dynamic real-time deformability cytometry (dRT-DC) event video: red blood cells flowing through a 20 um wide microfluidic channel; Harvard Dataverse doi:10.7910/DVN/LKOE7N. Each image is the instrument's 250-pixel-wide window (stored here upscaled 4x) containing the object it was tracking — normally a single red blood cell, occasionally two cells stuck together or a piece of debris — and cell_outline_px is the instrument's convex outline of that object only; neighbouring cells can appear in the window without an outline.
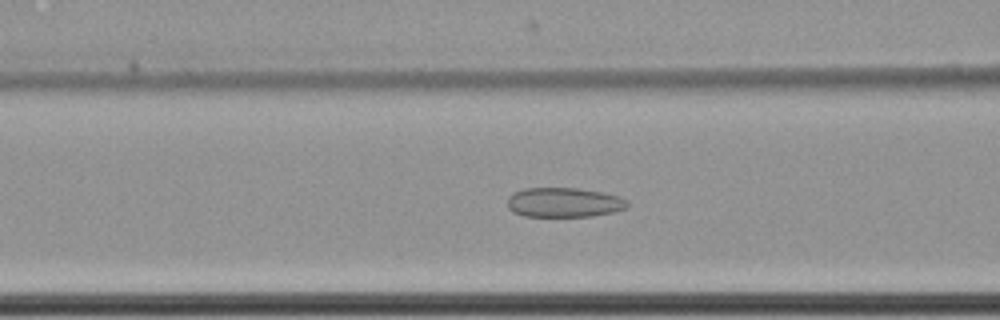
{"species": "common noctule bat (a hibernating species)", "species_latin": "Nyctalus noctula", "temperature_condition": "cold", "stored_images_in_passage": 37, "camera_frame_rate_fps": 3000, "um_per_image_px": 0.085, "animal": {"sex": "female", "body_mass_g": 22.7, "forearm_length_mm": 54.2}, "frame": {"image": 1, "passage_image": 11, "time_ms": 3.333, "image_size_px": [1000, 320], "cell_outline_px": [[628, 208], [612, 212], [592, 216], [524, 216], [512, 212], [508, 208], [508, 196], [524, 188], [576, 188], [600, 192], [620, 196], [628, 200]], "centroid_in_image_um": [47.95, 17.21], "position_along_channel_um": 118.7, "area_um2": 20.69}}
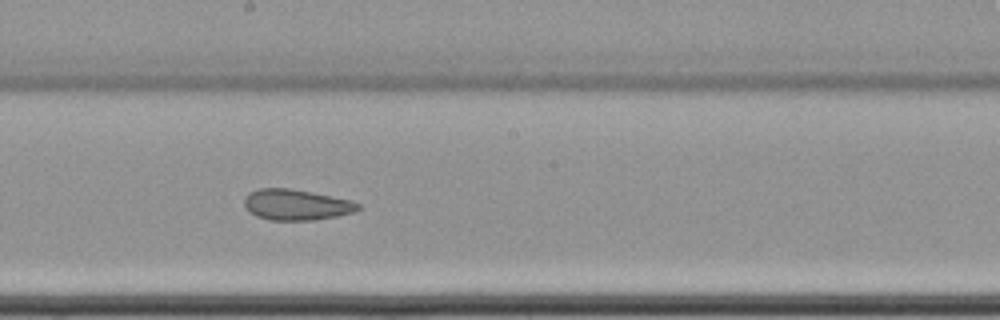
{"frame": {"image": 2, "passage_image": 20, "time_ms": 6.333, "image_size_px": [1000, 320], "cell_outline_px": [[360, 208], [356, 212], [336, 216], [312, 220], [268, 220], [256, 216], [248, 212], [244, 204], [244, 200], [248, 192], [260, 188], [292, 188], [352, 200], [360, 204]], "centroid_in_image_um": [25.17, 17.4], "position_along_channel_um": 223.0, "area_um2": 20.63}}
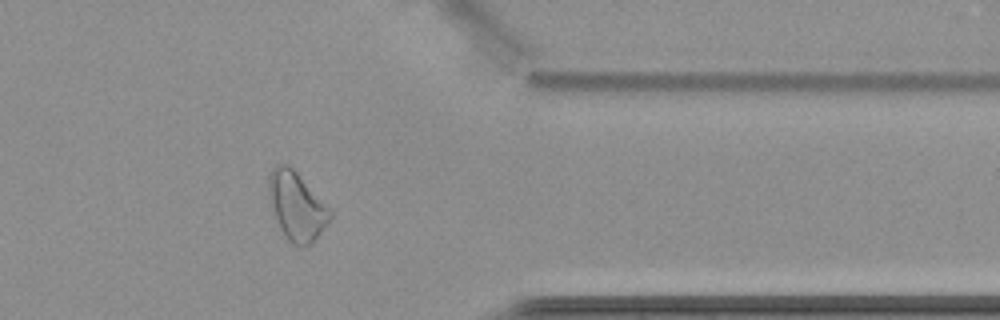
{"frame": {"image": 3, "passage_image": 35, "time_ms": 11.333, "image_size_px": [1000, 320], "cell_outline_px": [[332, 216], [312, 244], [300, 248], [292, 244], [288, 240], [280, 228], [268, 200], [268, 176], [272, 168], [276, 164], [288, 164], [296, 172], [332, 212]], "centroid_in_image_um": [25.17, 17.54], "position_along_channel_um": 386.2, "area_um2": 24.22}, "authors_computed_cell_mechanics": {"area_um2": 21.097, "velocity_mm_per_s": 3.4806, "shape_relaxation_time_tau1_ms": null, "shape_relaxation_time_tau2_ms": 1.9526, "deformation_change_tau1": null, "deformation_change_tau2": 0.0697}}